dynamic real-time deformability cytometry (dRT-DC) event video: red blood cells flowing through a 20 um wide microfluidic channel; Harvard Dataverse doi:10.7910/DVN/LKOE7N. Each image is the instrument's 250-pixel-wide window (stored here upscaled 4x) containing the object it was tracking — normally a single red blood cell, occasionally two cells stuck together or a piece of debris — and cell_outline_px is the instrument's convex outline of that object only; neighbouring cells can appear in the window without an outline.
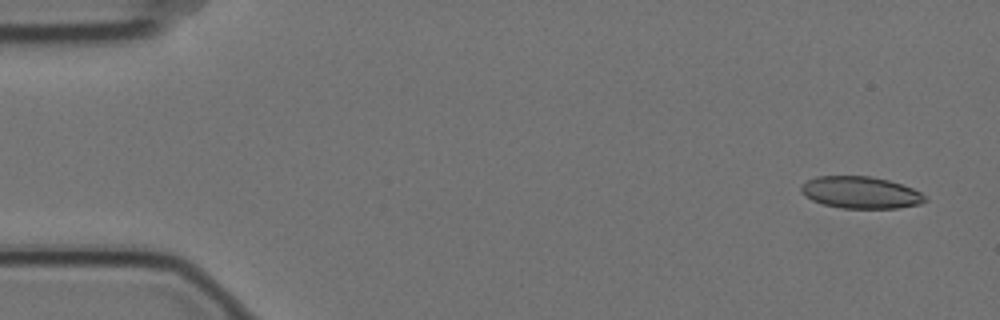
{"species": "Egyptian fruit bat (a non-hibernating species)", "species_latin": "Rousettus aegyptiacus", "temperature_condition": "cold", "stored_images_in_passage": 6, "camera_frame_rate_fps": 3000, "um_per_image_px": 0.085, "animal": {"sex": "female"}, "frame": {"image": 1, "passage_image": 1, "time_ms": 0.0, "image_size_px": [1000, 320], "cell_outline_px": [[928, 200], [920, 204], [896, 208], [844, 208], [824, 204], [812, 200], [804, 196], [800, 192], [800, 184], [816, 176], [872, 176], [888, 180], [912, 188], [920, 192]], "centroid_in_image_um": [73.12, 16.35], "position_along_channel_um": 11.9, "area_um2": 23.06}}
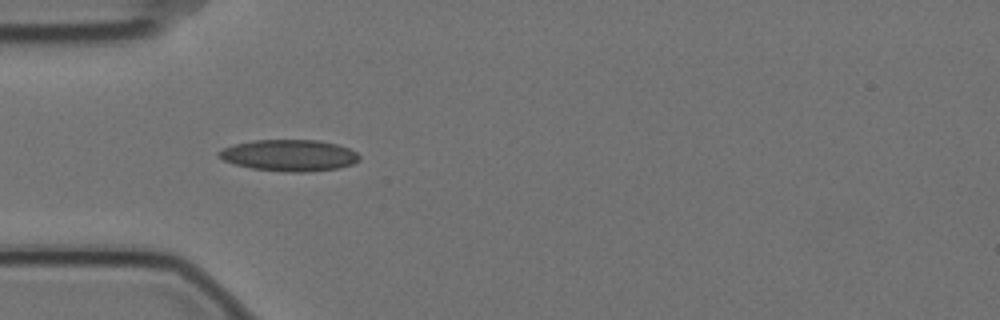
{"frame": {"image": 2, "passage_image": 5, "time_ms": 1.333, "image_size_px": [1000, 320], "cell_outline_px": [[360, 160], [352, 164], [336, 168], [308, 172], [284, 172], [252, 168], [236, 164], [224, 160], [216, 156], [216, 152], [224, 148], [236, 144], [256, 140], [320, 140], [336, 144], [348, 148], [356, 152], [360, 156]], "centroid_in_image_um": [24.59, 13.21], "position_along_channel_um": 60.4, "area_um2": 25.66}}
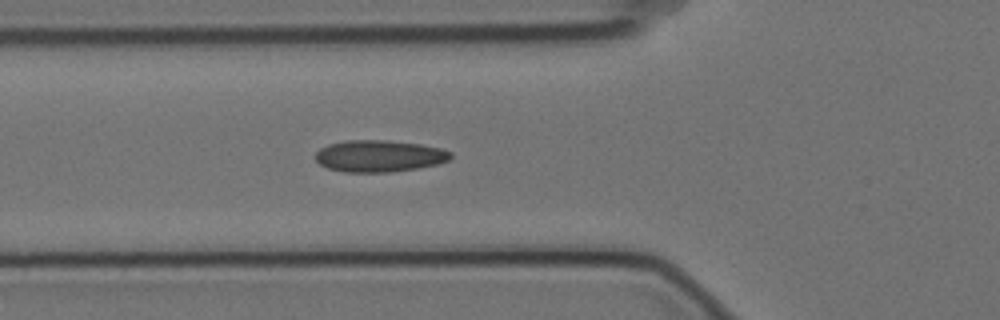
{"frame": {"image": 3, "passage_image": 6, "time_ms": 1.667, "image_size_px": [1000, 320], "cell_outline_px": [[452, 156], [448, 160], [436, 164], [416, 168], [392, 172], [344, 172], [328, 168], [320, 164], [316, 160], [316, 152], [320, 148], [328, 144], [344, 140], [384, 140], [420, 144], [440, 148], [452, 152]], "centroid_in_image_um": [32.21, 13.26], "position_along_channel_um": 93.6, "area_um2": 24.97}}